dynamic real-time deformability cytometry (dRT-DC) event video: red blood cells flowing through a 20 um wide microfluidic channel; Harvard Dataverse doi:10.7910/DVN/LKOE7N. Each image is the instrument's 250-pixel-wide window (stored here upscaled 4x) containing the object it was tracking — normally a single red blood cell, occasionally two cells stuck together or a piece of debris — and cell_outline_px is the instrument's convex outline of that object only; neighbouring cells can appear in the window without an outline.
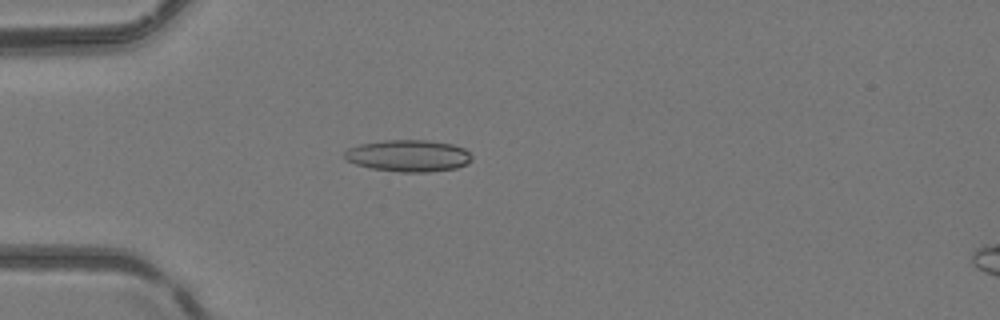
{"species": "common noctule bat (a hibernating species)", "species_latin": "Nyctalus noctula", "temperature_condition": "room temperature", "stored_images_in_passage": 49, "camera_frame_rate_fps": 3000, "um_per_image_px": 0.085, "animal": {"sex": "female", "body_mass_g": 24.6, "forearm_length_mm": 56.2}, "frame": {"image": 1, "passage_image": 14, "time_ms": 4.333, "image_size_px": [1000, 320], "cell_outline_px": [[472, 160], [468, 164], [456, 168], [428, 172], [400, 172], [372, 168], [356, 164], [348, 160], [344, 156], [344, 152], [348, 148], [360, 144], [384, 140], [424, 140], [452, 144], [464, 148], [472, 156]], "centroid_in_image_um": [34.74, 13.24], "position_along_channel_um": 50.3, "area_um2": 23.52}}
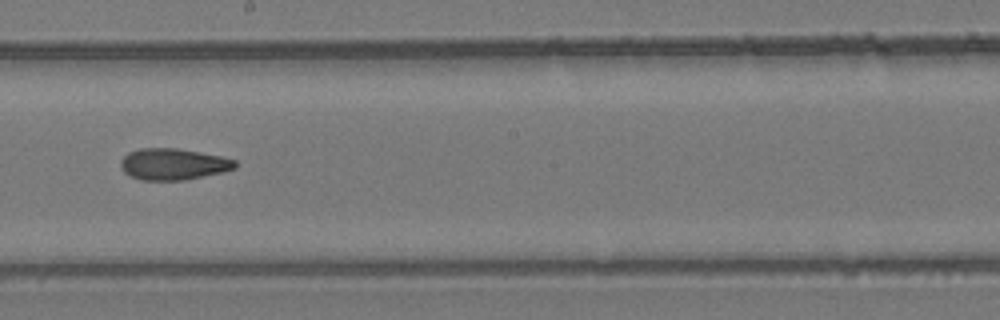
{"frame": {"image": 2, "passage_image": 28, "time_ms": 9.0, "image_size_px": [1000, 320], "cell_outline_px": [[236, 168], [224, 172], [184, 180], [140, 180], [124, 172], [120, 164], [120, 160], [128, 152], [140, 148], [176, 148], [200, 152], [220, 156], [236, 160]], "centroid_in_image_um": [14.73, 13.95], "position_along_channel_um": 233.5, "area_um2": 20.98}}
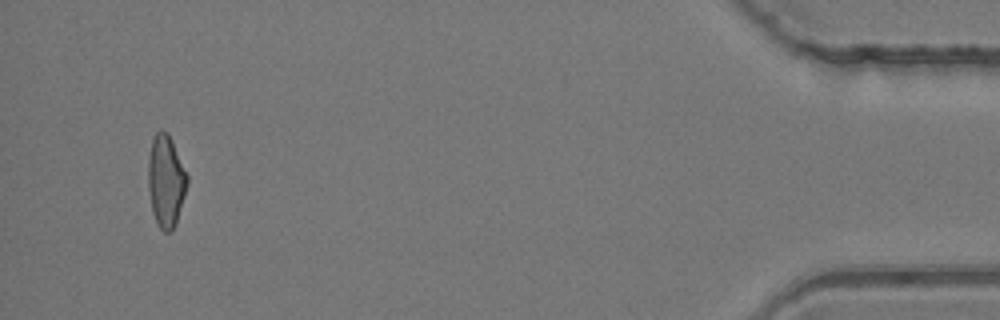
{"frame": {"image": 3, "passage_image": 47, "time_ms": 15.333, "image_size_px": [1000, 320], "cell_outline_px": [[188, 184], [176, 224], [172, 232], [164, 232], [160, 228], [152, 212], [148, 188], [148, 160], [152, 140], [156, 132], [168, 132], [188, 176]], "centroid_in_image_um": [14.1, 15.42], "position_along_channel_um": 421.1, "area_um2": 20.87}, "authors_computed_cell_mechanics": {"area_um2": 21.097, "velocity_mm_per_s": 4.2288, "shape_relaxation_time_tau1_ms": null, "shape_relaxation_time_tau2_ms": 4.6352, "deformation_change_tau1": null, "deformation_change_tau2": 0.1435}}